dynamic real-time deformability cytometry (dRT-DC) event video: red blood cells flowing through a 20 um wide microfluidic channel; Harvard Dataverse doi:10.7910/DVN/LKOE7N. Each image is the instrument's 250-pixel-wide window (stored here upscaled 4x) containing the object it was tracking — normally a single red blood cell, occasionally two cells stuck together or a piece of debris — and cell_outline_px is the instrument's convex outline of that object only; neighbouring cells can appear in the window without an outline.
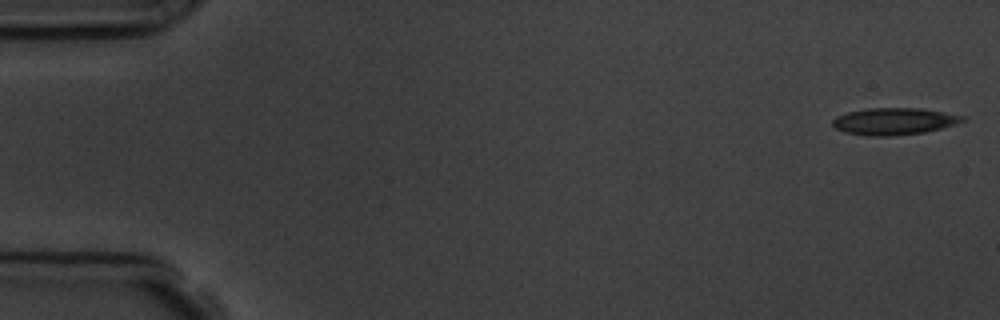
{"species": "common noctule bat (a hibernating species)", "species_latin": "Nyctalus noctula", "temperature_condition": "room temperature", "stored_images_in_passage": 5, "camera_frame_rate_fps": 3000, "um_per_image_px": 0.085, "animal": {"sex": "male", "body_mass_g": 19.5, "forearm_length_mm": 54.6}, "frame": {"image": 1, "passage_image": 1, "time_ms": 0.0, "image_size_px": [1000, 320], "cell_outline_px": [[968, 120], [956, 124], [924, 132], [888, 136], [868, 136], [844, 132], [836, 128], [832, 124], [832, 120], [836, 116], [848, 112], [868, 108], [920, 108], [964, 116]], "centroid_in_image_um": [75.98, 10.31], "position_along_channel_um": 9.0, "area_um2": 20.29}}
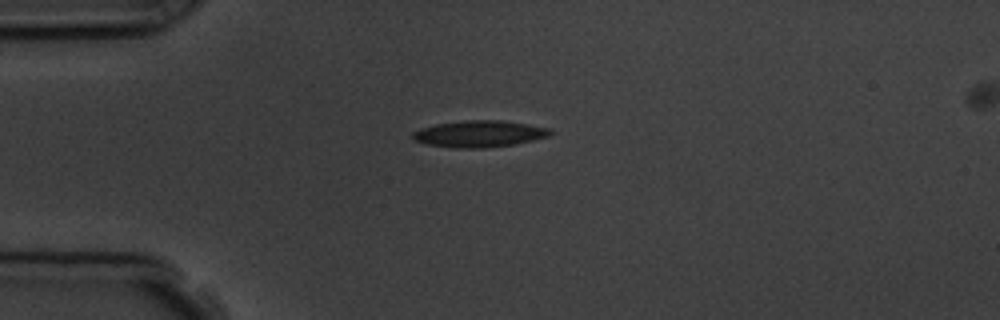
{"frame": {"image": 2, "passage_image": 4, "time_ms": 4.0, "image_size_px": [1000, 320], "cell_outline_px": [[552, 132], [548, 136], [516, 144], [484, 148], [456, 148], [428, 144], [412, 140], [412, 132], [420, 128], [436, 124], [464, 120], [500, 120], [528, 124], [552, 128]], "centroid_in_image_um": [40.73, 11.37], "position_along_channel_um": 44.3, "area_um2": 21.39}}